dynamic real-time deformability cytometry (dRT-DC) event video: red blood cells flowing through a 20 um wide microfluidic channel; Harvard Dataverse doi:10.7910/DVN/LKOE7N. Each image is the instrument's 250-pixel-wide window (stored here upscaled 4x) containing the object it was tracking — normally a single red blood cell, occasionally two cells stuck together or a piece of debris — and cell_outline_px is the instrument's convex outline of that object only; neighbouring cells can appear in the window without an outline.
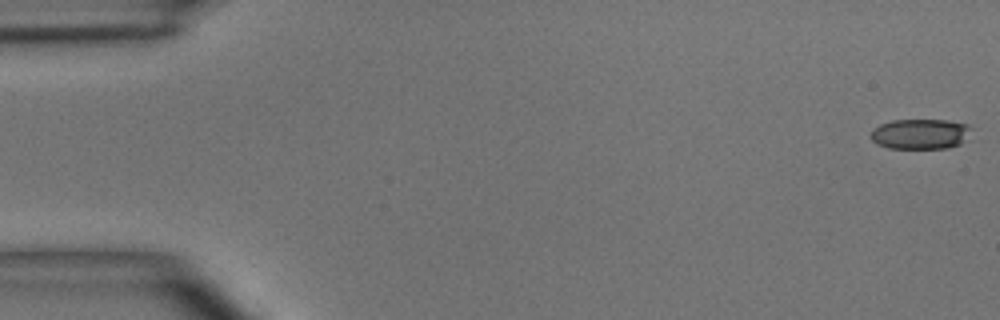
{"species": "common noctule bat (a hibernating species)", "species_latin": "Nyctalus noctula", "temperature_condition": "room temperature", "stored_images_in_passage": 4, "camera_frame_rate_fps": 3000, "um_per_image_px": 0.085, "animal": {"sex": "male", "body_mass_g": 15.6}, "frame": {"image": 1, "passage_image": 1, "time_ms": 0.0, "image_size_px": [1000, 320], "cell_outline_px": [[972, 140], [948, 148], [888, 148], [876, 144], [872, 140], [872, 132], [880, 124], [892, 120], [948, 120], [968, 124], [972, 128]], "centroid_in_image_um": [78.35, 11.39], "position_along_channel_um": 6.7, "area_um2": 18.09}}